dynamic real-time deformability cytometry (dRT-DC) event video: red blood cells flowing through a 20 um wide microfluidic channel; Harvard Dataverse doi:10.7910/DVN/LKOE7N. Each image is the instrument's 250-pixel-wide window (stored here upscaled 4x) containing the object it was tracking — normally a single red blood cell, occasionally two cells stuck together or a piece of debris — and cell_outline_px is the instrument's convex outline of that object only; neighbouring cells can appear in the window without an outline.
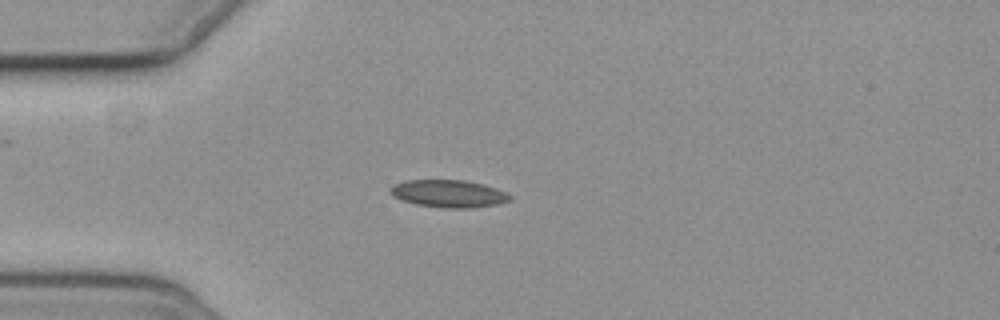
{"species": "common noctule bat (a hibernating species)", "species_latin": "Nyctalus noctula", "temperature_condition": "cold", "stored_images_in_passage": 7, "camera_frame_rate_fps": 3000, "um_per_image_px": 0.085, "animal": {"sex": "female", "body_mass_g": 19.3, "forearm_length_mm": 54.1}, "frame": {"image": 1, "passage_image": 2, "time_ms": 2.333, "image_size_px": [1000, 320], "cell_outline_px": [[512, 200], [500, 204], [472, 208], [440, 208], [416, 204], [400, 200], [392, 196], [388, 192], [388, 188], [392, 184], [404, 180], [464, 180], [484, 184], [508, 192], [512, 196]], "centroid_in_image_um": [38.12, 16.46], "position_along_channel_um": 46.9, "area_um2": 19.71}}
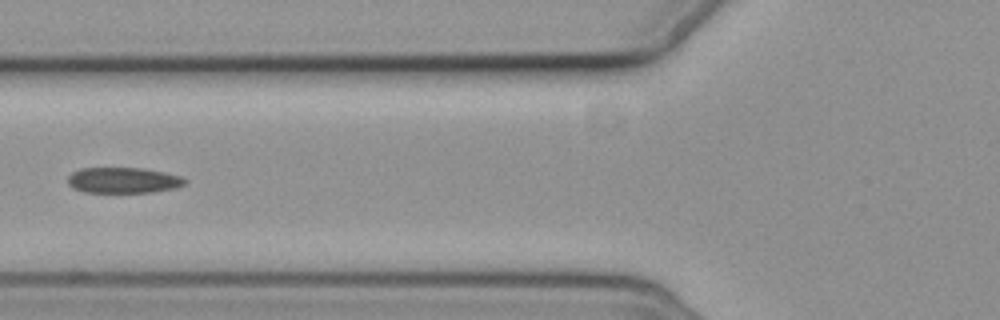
{"frame": {"image": 2, "passage_image": 4, "time_ms": 4.667, "image_size_px": [1000, 320], "cell_outline_px": [[188, 180], [184, 184], [176, 188], [152, 192], [84, 192], [72, 188], [68, 184], [68, 176], [72, 172], [80, 168], [144, 168], [184, 176]], "centroid_in_image_um": [10.5, 15.32], "position_along_channel_um": 115.3, "area_um2": 17.74}}
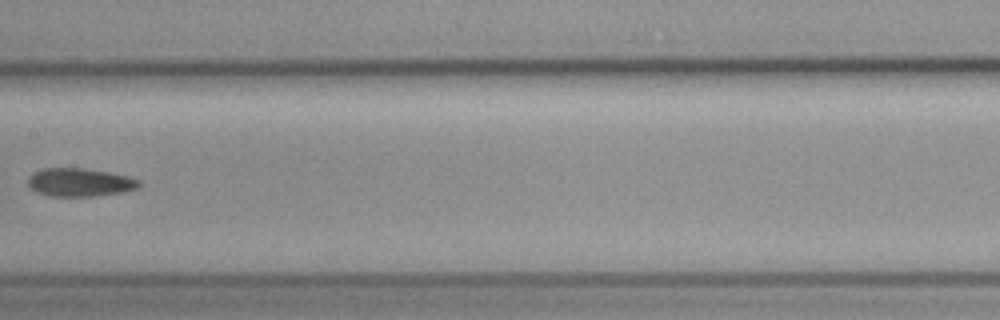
{"frame": {"image": 3, "passage_image": 6, "time_ms": 7.0, "image_size_px": [1000, 320], "cell_outline_px": [[140, 184], [136, 188], [120, 192], [96, 196], [48, 196], [32, 188], [28, 184], [28, 180], [36, 172], [44, 168], [84, 168], [108, 172], [140, 180]], "centroid_in_image_um": [6.79, 15.5], "position_along_channel_um": 200.6, "area_um2": 17.8}}